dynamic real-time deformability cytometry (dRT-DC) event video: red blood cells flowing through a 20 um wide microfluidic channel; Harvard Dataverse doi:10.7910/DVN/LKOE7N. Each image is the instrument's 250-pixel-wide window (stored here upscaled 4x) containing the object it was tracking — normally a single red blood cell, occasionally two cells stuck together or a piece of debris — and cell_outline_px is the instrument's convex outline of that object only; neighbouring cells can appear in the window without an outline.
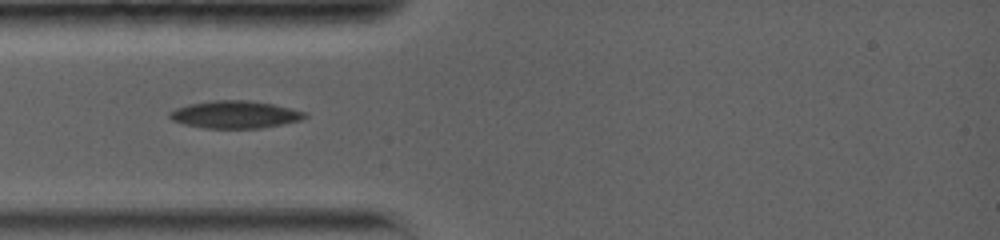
{"species": "common noctule bat (a hibernating species)", "species_latin": "Nyctalus noctula", "temperature_condition": "warm", "stored_images_in_passage": 45, "camera_frame_rate_fps": 5000, "um_per_image_px": 0.085, "animal": {"sex": "female", "body_mass_g": 19.0, "forearm_length_mm": 56.7}, "frame": {"image": 1, "passage_image": 1, "time_ms": 0.0, "image_size_px": [1000, 240], "cell_outline_px": [[308, 116], [300, 120], [260, 128], [204, 128], [184, 124], [172, 120], [168, 116], [168, 112], [176, 108], [188, 104], [212, 100], [248, 100], [272, 104], [308, 112]], "centroid_in_image_um": [19.95, 9.73], "position_along_channel_um": 65.0, "area_um2": 21.62}}
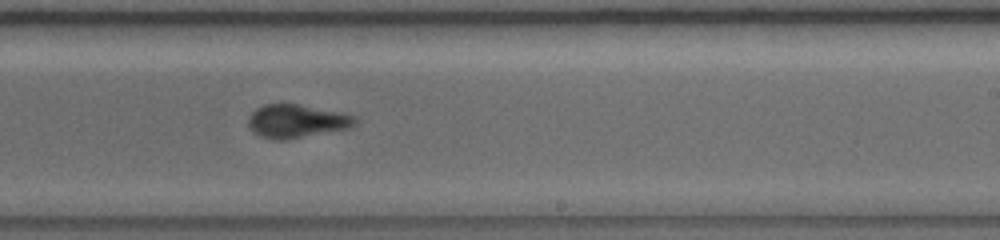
{"frame": {"image": 2, "passage_image": 20, "time_ms": 5.2, "image_size_px": [1000, 240], "cell_outline_px": [[356, 124], [352, 128], [284, 140], [272, 140], [260, 136], [252, 132], [248, 128], [248, 116], [256, 108], [264, 104], [296, 104], [340, 112], [356, 116]], "centroid_in_image_um": [25.19, 10.31], "position_along_channel_um": 263.8, "area_um2": 20.92}}
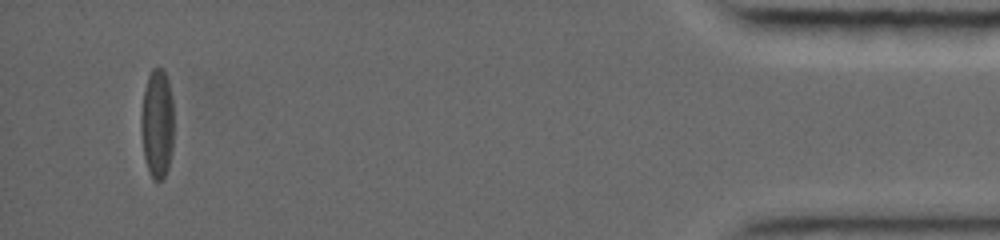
{"frame": {"image": 3, "passage_image": 45, "time_ms": 11.8, "image_size_px": [1000, 240], "cell_outline_px": [[172, 152], [168, 168], [164, 176], [160, 180], [152, 180], [144, 156], [140, 128], [140, 116], [144, 88], [148, 76], [152, 68], [164, 68], [168, 80], [172, 100]], "centroid_in_image_um": [13.34, 10.48], "position_along_channel_um": 421.9, "area_um2": 20.92}}